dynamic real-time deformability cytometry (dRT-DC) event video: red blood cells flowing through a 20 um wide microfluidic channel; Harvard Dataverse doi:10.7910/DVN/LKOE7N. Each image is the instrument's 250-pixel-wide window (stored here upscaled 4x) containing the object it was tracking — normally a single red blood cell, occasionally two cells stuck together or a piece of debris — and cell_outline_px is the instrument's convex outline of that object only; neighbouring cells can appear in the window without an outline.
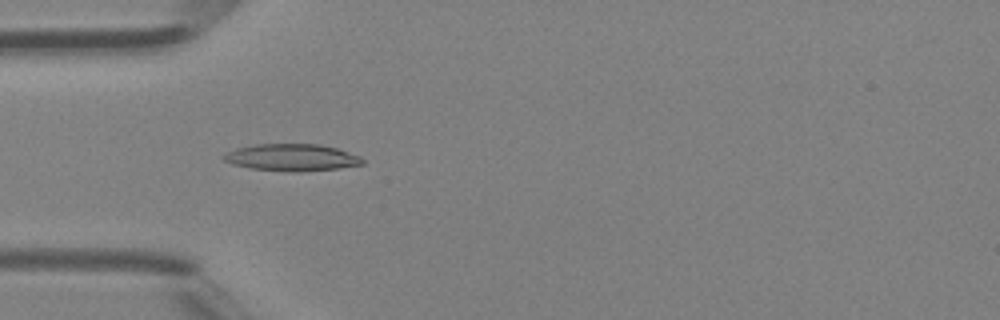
{"species": "Egyptian fruit bat (a non-hibernating species)", "species_latin": "Rousettus aegyptiacus", "temperature_condition": "room temperature", "stored_images_in_passage": 8, "camera_frame_rate_fps": 3000, "um_per_image_px": 0.085, "animal": {"sex": "female"}, "frame": {"image": 1, "passage_image": 3, "time_ms": 0.667, "image_size_px": [1000, 320], "cell_outline_px": [[364, 164], [336, 168], [248, 168], [232, 164], [224, 160], [224, 156], [228, 152], [236, 148], [256, 144], [320, 144], [336, 148], [360, 156], [364, 160]], "centroid_in_image_um": [24.8, 13.32], "position_along_channel_um": 60.2, "area_um2": 20.35}}
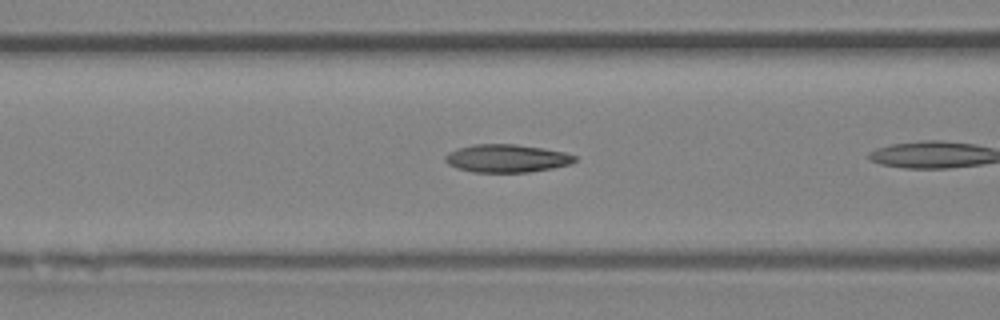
{"frame": {"image": 2, "passage_image": 5, "time_ms": 1.333, "image_size_px": [1000, 320], "cell_outline_px": [[576, 160], [572, 164], [552, 168], [528, 172], [472, 172], [456, 168], [448, 164], [444, 160], [444, 156], [448, 152], [472, 144], [516, 144], [544, 148], [564, 152], [576, 156]], "centroid_in_image_um": [43.06, 13.46], "position_along_channel_um": 123.5, "area_um2": 21.21}}